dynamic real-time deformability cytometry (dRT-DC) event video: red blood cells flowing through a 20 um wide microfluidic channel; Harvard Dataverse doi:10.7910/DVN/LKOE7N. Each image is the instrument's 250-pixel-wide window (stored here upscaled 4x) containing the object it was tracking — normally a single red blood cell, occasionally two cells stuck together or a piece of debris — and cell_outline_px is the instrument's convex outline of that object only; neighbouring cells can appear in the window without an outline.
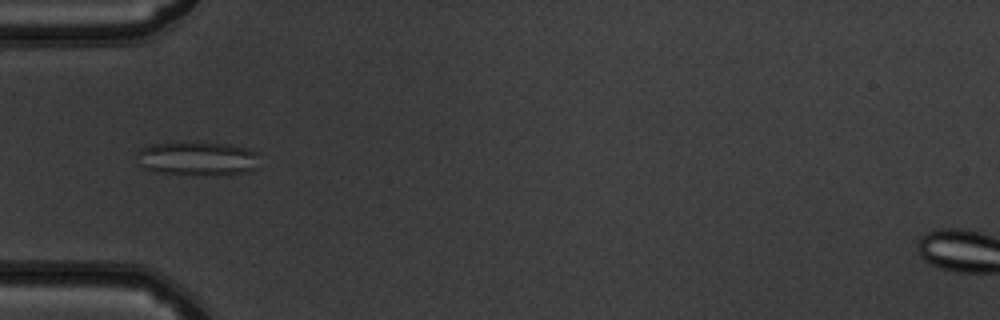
{"species": "common noctule bat (a hibernating species)", "species_latin": "Nyctalus noctula", "temperature_condition": "warm", "stored_images_in_passage": 41, "camera_frame_rate_fps": 3000, "um_per_image_px": 0.085, "animal": {"sex": "male", "body_mass_g": 19.5, "forearm_length_mm": 54.6}, "frame": {"image": 1, "passage_image": 7, "time_ms": 2.0, "image_size_px": [1000, 320], "cell_outline_px": [[260, 168], [248, 172], [228, 176], [196, 176], [156, 172], [144, 168], [140, 164], [136, 152], [140, 148], [148, 144], [196, 140], [232, 144], [248, 148], [260, 152]], "centroid_in_image_um": [16.89, 13.47], "position_along_channel_um": 68.1, "area_um2": 26.13}}
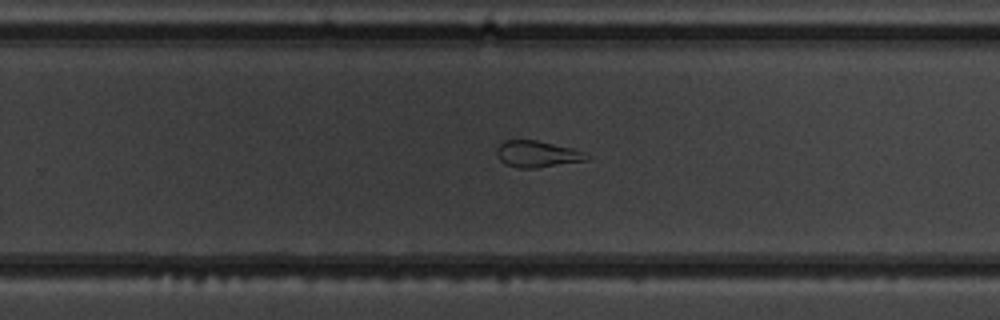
{"frame": {"image": 2, "passage_image": 23, "time_ms": 7.333, "image_size_px": [1000, 320], "cell_outline_px": [[588, 160], [536, 168], [516, 168], [504, 164], [496, 156], [496, 148], [504, 140], [536, 140], [572, 148], [584, 152], [588, 156]], "centroid_in_image_um": [45.61, 13.1], "position_along_channel_um": 284.2, "area_um2": 13.93}}
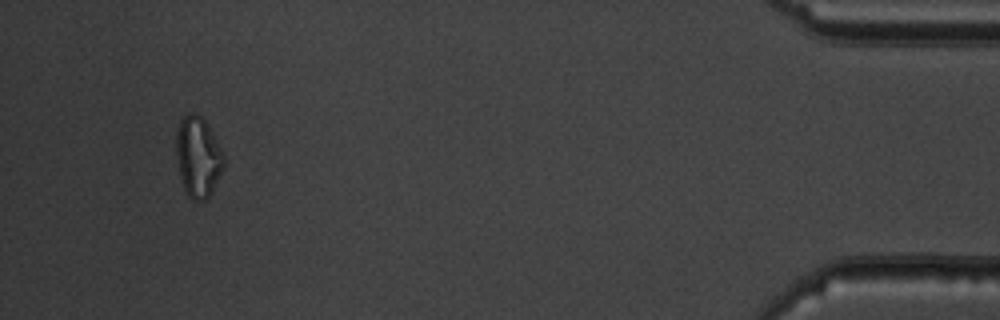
{"frame": {"image": 3, "passage_image": 38, "time_ms": 12.333, "image_size_px": [1000, 320], "cell_outline_px": [[224, 164], [208, 196], [204, 200], [192, 200], [188, 196], [184, 188], [180, 176], [176, 152], [176, 132], [180, 120], [188, 112], [196, 112], [204, 120], [216, 140], [224, 156]], "centroid_in_image_um": [16.79, 13.29], "position_along_channel_um": 418.4, "area_um2": 21.79}, "authors_computed_cell_mechanics": {"area_um2": 18.9584, "velocity_mm_per_s": 4.0602, "shape_relaxation_time_tau1_ms": null, "shape_relaxation_time_tau2_ms": 1.3906, "deformation_change_tau1": null, "deformation_change_tau2": 0.0925}}